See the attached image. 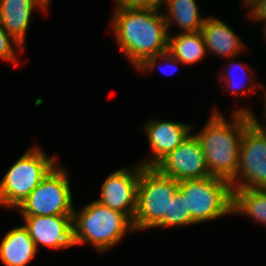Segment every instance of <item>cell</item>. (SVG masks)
I'll use <instances>...</instances> for the list:
<instances>
[{
    "label": "cell",
    "instance_id": "4",
    "mask_svg": "<svg viewBox=\"0 0 266 266\" xmlns=\"http://www.w3.org/2000/svg\"><path fill=\"white\" fill-rule=\"evenodd\" d=\"M77 245L89 243L97 251L104 252L121 241L126 233L135 231L132 222L123 214L98 201L73 212Z\"/></svg>",
    "mask_w": 266,
    "mask_h": 266
},
{
    "label": "cell",
    "instance_id": "18",
    "mask_svg": "<svg viewBox=\"0 0 266 266\" xmlns=\"http://www.w3.org/2000/svg\"><path fill=\"white\" fill-rule=\"evenodd\" d=\"M232 214H244L266 227V189H233Z\"/></svg>",
    "mask_w": 266,
    "mask_h": 266
},
{
    "label": "cell",
    "instance_id": "16",
    "mask_svg": "<svg viewBox=\"0 0 266 266\" xmlns=\"http://www.w3.org/2000/svg\"><path fill=\"white\" fill-rule=\"evenodd\" d=\"M163 5H166L164 11L168 12L163 13L168 30L170 24L175 22L181 33L201 31L206 18L201 16L195 0H163L164 8Z\"/></svg>",
    "mask_w": 266,
    "mask_h": 266
},
{
    "label": "cell",
    "instance_id": "17",
    "mask_svg": "<svg viewBox=\"0 0 266 266\" xmlns=\"http://www.w3.org/2000/svg\"><path fill=\"white\" fill-rule=\"evenodd\" d=\"M168 51L185 65L200 62L208 55L201 31L169 34Z\"/></svg>",
    "mask_w": 266,
    "mask_h": 266
},
{
    "label": "cell",
    "instance_id": "12",
    "mask_svg": "<svg viewBox=\"0 0 266 266\" xmlns=\"http://www.w3.org/2000/svg\"><path fill=\"white\" fill-rule=\"evenodd\" d=\"M189 123L149 120L143 127L152 156L140 161L143 167H155L164 157L175 150L192 132Z\"/></svg>",
    "mask_w": 266,
    "mask_h": 266
},
{
    "label": "cell",
    "instance_id": "3",
    "mask_svg": "<svg viewBox=\"0 0 266 266\" xmlns=\"http://www.w3.org/2000/svg\"><path fill=\"white\" fill-rule=\"evenodd\" d=\"M178 191L179 181L161 174L155 167L141 165L134 230L169 228L170 201Z\"/></svg>",
    "mask_w": 266,
    "mask_h": 266
},
{
    "label": "cell",
    "instance_id": "9",
    "mask_svg": "<svg viewBox=\"0 0 266 266\" xmlns=\"http://www.w3.org/2000/svg\"><path fill=\"white\" fill-rule=\"evenodd\" d=\"M155 168L163 175L177 181L203 179L211 176L198 138L188 137L171 153L164 157Z\"/></svg>",
    "mask_w": 266,
    "mask_h": 266
},
{
    "label": "cell",
    "instance_id": "6",
    "mask_svg": "<svg viewBox=\"0 0 266 266\" xmlns=\"http://www.w3.org/2000/svg\"><path fill=\"white\" fill-rule=\"evenodd\" d=\"M179 192L195 224L232 214L233 189L227 180L213 176L183 180L179 181Z\"/></svg>",
    "mask_w": 266,
    "mask_h": 266
},
{
    "label": "cell",
    "instance_id": "5",
    "mask_svg": "<svg viewBox=\"0 0 266 266\" xmlns=\"http://www.w3.org/2000/svg\"><path fill=\"white\" fill-rule=\"evenodd\" d=\"M46 154L35 145L11 165L0 181L1 206L18 208L58 164L57 156Z\"/></svg>",
    "mask_w": 266,
    "mask_h": 266
},
{
    "label": "cell",
    "instance_id": "21",
    "mask_svg": "<svg viewBox=\"0 0 266 266\" xmlns=\"http://www.w3.org/2000/svg\"><path fill=\"white\" fill-rule=\"evenodd\" d=\"M14 47H13V45ZM15 46L17 51H23L24 47L12 35L8 34L0 24V59L6 62L14 63L18 66L19 60L16 56Z\"/></svg>",
    "mask_w": 266,
    "mask_h": 266
},
{
    "label": "cell",
    "instance_id": "20",
    "mask_svg": "<svg viewBox=\"0 0 266 266\" xmlns=\"http://www.w3.org/2000/svg\"><path fill=\"white\" fill-rule=\"evenodd\" d=\"M234 58H236V57H233V58H228L227 60L228 61H231L230 63H229V66H228V68H227V71H228V73H225V74H221V78L222 79H220V80H223L225 83H224V85H226L227 87L226 88H228V91L230 90V92L233 94V93H235V94H246V93H248L247 92V89H246V87L248 88V83H245L244 81H242L240 78V80L238 79V81L236 82V78H238V77H234V76H236L235 75V73H237V71H235L234 69H232L231 70V68L233 67H235L236 68V70H237V67L239 68V69H241L240 71H247V73H249L250 72V68H248V66L246 65V64H242V63H238L237 62V64L236 63H234L233 62V60H234ZM234 64V65H233ZM231 67V68H230ZM249 71V72H248ZM243 72V73H244ZM243 79V78H242ZM247 80V79H246ZM239 82V83H238ZM230 87V88H229ZM241 92V93H240Z\"/></svg>",
    "mask_w": 266,
    "mask_h": 266
},
{
    "label": "cell",
    "instance_id": "14",
    "mask_svg": "<svg viewBox=\"0 0 266 266\" xmlns=\"http://www.w3.org/2000/svg\"><path fill=\"white\" fill-rule=\"evenodd\" d=\"M207 53L233 58L245 50L241 38L224 21L210 16L201 28Z\"/></svg>",
    "mask_w": 266,
    "mask_h": 266
},
{
    "label": "cell",
    "instance_id": "1",
    "mask_svg": "<svg viewBox=\"0 0 266 266\" xmlns=\"http://www.w3.org/2000/svg\"><path fill=\"white\" fill-rule=\"evenodd\" d=\"M162 8L115 7L111 29L119 50L137 69L148 57L168 50L169 34Z\"/></svg>",
    "mask_w": 266,
    "mask_h": 266
},
{
    "label": "cell",
    "instance_id": "13",
    "mask_svg": "<svg viewBox=\"0 0 266 266\" xmlns=\"http://www.w3.org/2000/svg\"><path fill=\"white\" fill-rule=\"evenodd\" d=\"M48 5L44 0H0V24L24 47L32 11L47 10Z\"/></svg>",
    "mask_w": 266,
    "mask_h": 266
},
{
    "label": "cell",
    "instance_id": "2",
    "mask_svg": "<svg viewBox=\"0 0 266 266\" xmlns=\"http://www.w3.org/2000/svg\"><path fill=\"white\" fill-rule=\"evenodd\" d=\"M252 121V112L248 108L234 110L231 123L215 109L206 125L195 134L204 150L211 176L230 183L235 180L240 161L242 136Z\"/></svg>",
    "mask_w": 266,
    "mask_h": 266
},
{
    "label": "cell",
    "instance_id": "25",
    "mask_svg": "<svg viewBox=\"0 0 266 266\" xmlns=\"http://www.w3.org/2000/svg\"><path fill=\"white\" fill-rule=\"evenodd\" d=\"M262 22H264V23H265V24H264V28H263V29H264V31H263V32H264V34H263V35H264V36H265V38H266V18H265V19H263V20H262Z\"/></svg>",
    "mask_w": 266,
    "mask_h": 266
},
{
    "label": "cell",
    "instance_id": "22",
    "mask_svg": "<svg viewBox=\"0 0 266 266\" xmlns=\"http://www.w3.org/2000/svg\"><path fill=\"white\" fill-rule=\"evenodd\" d=\"M158 59H164L166 60L167 64H169V67L172 68L171 74L176 72L178 65L182 64L178 59H176L168 50L165 52H162L156 56L148 57L138 68L140 72H148L151 71L157 64L156 62ZM171 65V66H170ZM175 65V66H174ZM163 66V65H162ZM174 66V68L172 67ZM162 72L166 75H168L164 70Z\"/></svg>",
    "mask_w": 266,
    "mask_h": 266
},
{
    "label": "cell",
    "instance_id": "7",
    "mask_svg": "<svg viewBox=\"0 0 266 266\" xmlns=\"http://www.w3.org/2000/svg\"><path fill=\"white\" fill-rule=\"evenodd\" d=\"M66 168L56 165L17 208L21 216H73L72 191Z\"/></svg>",
    "mask_w": 266,
    "mask_h": 266
},
{
    "label": "cell",
    "instance_id": "15",
    "mask_svg": "<svg viewBox=\"0 0 266 266\" xmlns=\"http://www.w3.org/2000/svg\"><path fill=\"white\" fill-rule=\"evenodd\" d=\"M37 252L24 225L10 229L0 243V260L5 266H26Z\"/></svg>",
    "mask_w": 266,
    "mask_h": 266
},
{
    "label": "cell",
    "instance_id": "8",
    "mask_svg": "<svg viewBox=\"0 0 266 266\" xmlns=\"http://www.w3.org/2000/svg\"><path fill=\"white\" fill-rule=\"evenodd\" d=\"M232 189H266V130L252 121L244 130Z\"/></svg>",
    "mask_w": 266,
    "mask_h": 266
},
{
    "label": "cell",
    "instance_id": "10",
    "mask_svg": "<svg viewBox=\"0 0 266 266\" xmlns=\"http://www.w3.org/2000/svg\"><path fill=\"white\" fill-rule=\"evenodd\" d=\"M135 166V167H134ZM120 168L111 173L101 185V196L96 200L110 209L123 213L131 222L137 207V189L141 164Z\"/></svg>",
    "mask_w": 266,
    "mask_h": 266
},
{
    "label": "cell",
    "instance_id": "23",
    "mask_svg": "<svg viewBox=\"0 0 266 266\" xmlns=\"http://www.w3.org/2000/svg\"><path fill=\"white\" fill-rule=\"evenodd\" d=\"M116 7L162 8L163 0H114Z\"/></svg>",
    "mask_w": 266,
    "mask_h": 266
},
{
    "label": "cell",
    "instance_id": "24",
    "mask_svg": "<svg viewBox=\"0 0 266 266\" xmlns=\"http://www.w3.org/2000/svg\"><path fill=\"white\" fill-rule=\"evenodd\" d=\"M255 85H259L260 88L264 89V91L266 92V88L264 85H262L261 83H258V84H255ZM264 101H265V105H264V119L266 121V93L264 94ZM257 117H255V115L252 113V119L253 121L261 128V129H264L266 130V126L265 125H261L259 123V121L256 119ZM266 124V123H265Z\"/></svg>",
    "mask_w": 266,
    "mask_h": 266
},
{
    "label": "cell",
    "instance_id": "11",
    "mask_svg": "<svg viewBox=\"0 0 266 266\" xmlns=\"http://www.w3.org/2000/svg\"><path fill=\"white\" fill-rule=\"evenodd\" d=\"M24 227L36 245L63 249L77 245L73 216H22Z\"/></svg>",
    "mask_w": 266,
    "mask_h": 266
},
{
    "label": "cell",
    "instance_id": "19",
    "mask_svg": "<svg viewBox=\"0 0 266 266\" xmlns=\"http://www.w3.org/2000/svg\"><path fill=\"white\" fill-rule=\"evenodd\" d=\"M195 224L191 215H187L186 199L178 191L173 200L170 201L169 207V228L182 227Z\"/></svg>",
    "mask_w": 266,
    "mask_h": 266
}]
</instances>
